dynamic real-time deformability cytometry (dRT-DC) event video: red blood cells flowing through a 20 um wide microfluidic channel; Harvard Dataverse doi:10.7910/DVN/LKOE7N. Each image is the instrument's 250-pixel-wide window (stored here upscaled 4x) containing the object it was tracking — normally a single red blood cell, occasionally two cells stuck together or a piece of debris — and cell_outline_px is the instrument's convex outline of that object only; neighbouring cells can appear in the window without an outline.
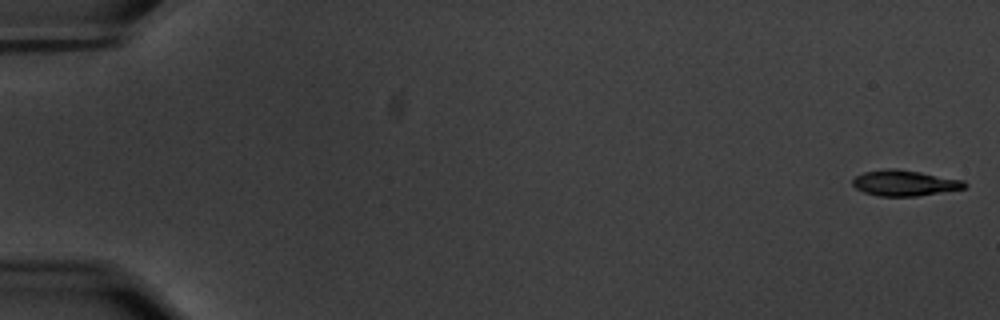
{"species": "common noctule bat (a hibernating species)", "species_latin": "Nyctalus noctula", "temperature_condition": "warm", "stored_images_in_passage": 58, "camera_frame_rate_fps": 3000, "um_per_image_px": 0.085, "animal": {"sex": "male", "body_mass_g": 20.1, "forearm_length_mm": 53.5}, "frame": {"image": 1, "passage_image": 1, "time_ms": 0.0, "image_size_px": [1000, 320], "cell_outline_px": [[968, 184], [964, 188], [916, 196], [880, 196], [864, 192], [856, 188], [852, 184], [852, 180], [856, 176], [864, 172], [888, 168], [892, 168], [920, 172], [964, 180]], "centroid_in_image_um": [76.88, 15.55], "position_along_channel_um": 8.1, "area_um2": 16.59}}
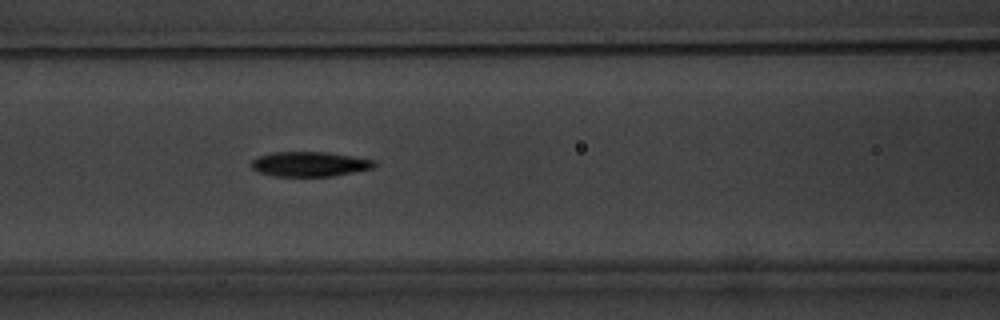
{"frame": {"image": 2, "passage_image": 26, "time_ms": 8.333, "image_size_px": [1000, 320], "cell_outline_px": [[376, 164], [372, 168], [332, 176], [272, 176], [260, 172], [252, 168], [252, 160], [260, 156], [276, 152], [328, 152], [376, 160]], "centroid_in_image_um": [26.34, 13.94], "position_along_channel_um": 140.3, "area_um2": 17.57}}
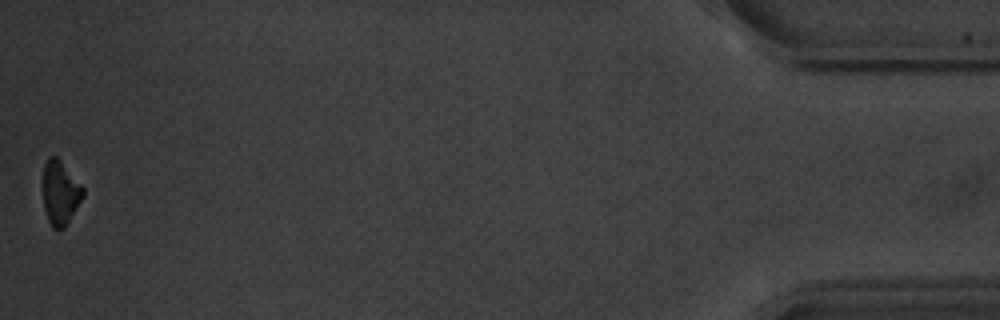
{"frame": {"image": 3, "passage_image": 58, "time_ms": 19.0, "image_size_px": [1000, 320], "cell_outline_px": [[84, 196], [64, 228], [52, 228], [48, 220], [44, 208], [44, 164], [48, 156], [56, 156], [60, 160], [84, 188]], "centroid_in_image_um": [5.13, 16.38], "position_along_channel_um": 430.1, "area_um2": 14.68}, "authors_computed_cell_mechanics": {"area_um2": 17.5423, "velocity_mm_per_s": 3.5342, "shape_relaxation_time_tau1_ms": 3.3229, "shape_relaxation_time_tau2_ms": 9.7522, "deformation_change_tau1": 0.1521, "deformation_change_tau2": 0.1991}}